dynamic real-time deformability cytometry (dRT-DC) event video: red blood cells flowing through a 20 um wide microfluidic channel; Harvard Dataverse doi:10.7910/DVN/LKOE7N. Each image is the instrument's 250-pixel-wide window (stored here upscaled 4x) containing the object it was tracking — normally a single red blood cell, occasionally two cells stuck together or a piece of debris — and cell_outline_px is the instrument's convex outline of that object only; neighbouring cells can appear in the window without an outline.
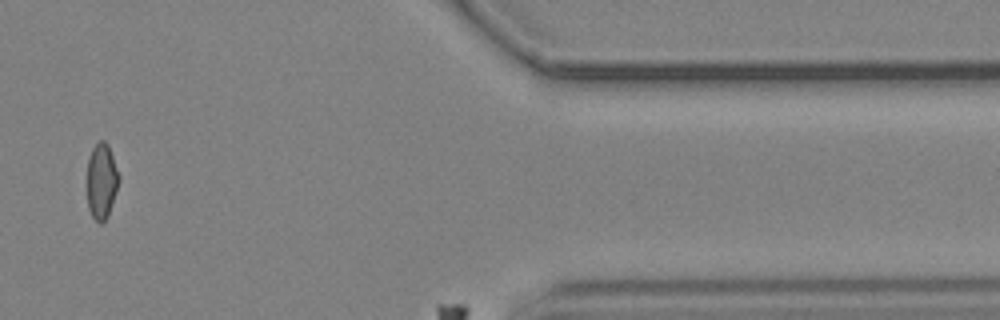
{"species": "common noctule bat (a hibernating species)", "species_latin": "Nyctalus noctula", "temperature_condition": "cold", "stored_images_in_passage": 55, "camera_frame_rate_fps": 3000, "um_per_image_px": 0.085, "animal": {"sex": "male", "body_mass_g": 19.2, "forearm_length_mm": 51.8}, "frame": {"image": 1, "passage_image": 48, "time_ms": 15.667, "image_size_px": [1000, 320], "cell_outline_px": [[120, 180], [108, 216], [100, 224], [92, 216], [88, 208], [88, 160], [92, 148], [100, 140], [104, 140], [108, 144], [120, 176]], "centroid_in_image_um": [8.65, 15.38], "position_along_channel_um": 402.8, "area_um2": 13.93}}